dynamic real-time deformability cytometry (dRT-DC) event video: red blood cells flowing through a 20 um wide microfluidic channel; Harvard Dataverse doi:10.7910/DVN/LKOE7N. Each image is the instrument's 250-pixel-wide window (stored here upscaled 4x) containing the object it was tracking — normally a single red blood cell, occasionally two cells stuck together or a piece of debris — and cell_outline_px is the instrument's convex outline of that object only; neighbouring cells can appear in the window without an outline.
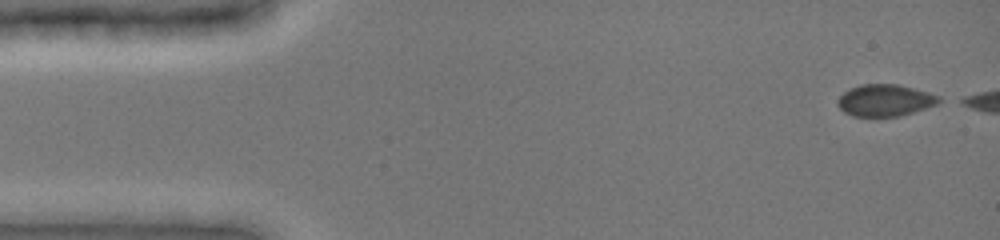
{"species": "common noctule bat (a hibernating species)", "species_latin": "Nyctalus noctula", "temperature_condition": "cold", "stored_images_in_passage": 18, "camera_frame_rate_fps": 3000, "um_per_image_px": 0.085, "animal": {"sex": "female", "body_mass_g": 19.0, "forearm_length_mm": 51.5}, "frame": {"image": 1, "passage_image": 1, "time_ms": 0.0, "image_size_px": [1000, 240], "cell_outline_px": [[944, 100], [936, 104], [900, 116], [852, 116], [844, 112], [836, 104], [836, 100], [848, 88], [860, 84], [896, 84], [928, 92], [940, 96]], "centroid_in_image_um": [75.19, 8.52], "position_along_channel_um": 9.8, "area_um2": 18.79}}
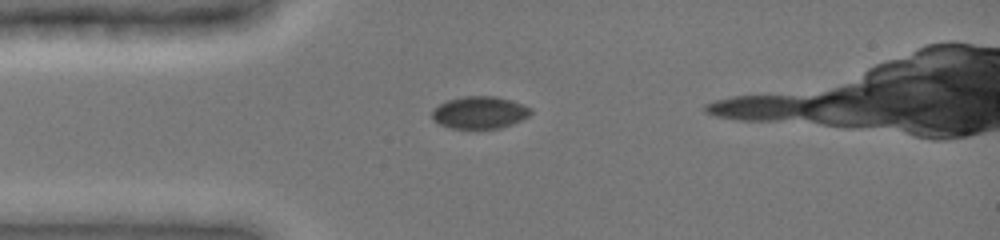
{"frame": {"image": 2, "passage_image": 14, "time_ms": 3.333, "image_size_px": [1000, 240], "cell_outline_px": [[532, 112], [528, 116], [512, 124], [500, 128], [452, 128], [440, 124], [432, 120], [432, 112], [440, 104], [448, 100], [464, 96], [496, 96], [512, 100], [532, 108]], "centroid_in_image_um": [40.79, 9.55], "position_along_channel_um": 44.2, "area_um2": 18.44}}